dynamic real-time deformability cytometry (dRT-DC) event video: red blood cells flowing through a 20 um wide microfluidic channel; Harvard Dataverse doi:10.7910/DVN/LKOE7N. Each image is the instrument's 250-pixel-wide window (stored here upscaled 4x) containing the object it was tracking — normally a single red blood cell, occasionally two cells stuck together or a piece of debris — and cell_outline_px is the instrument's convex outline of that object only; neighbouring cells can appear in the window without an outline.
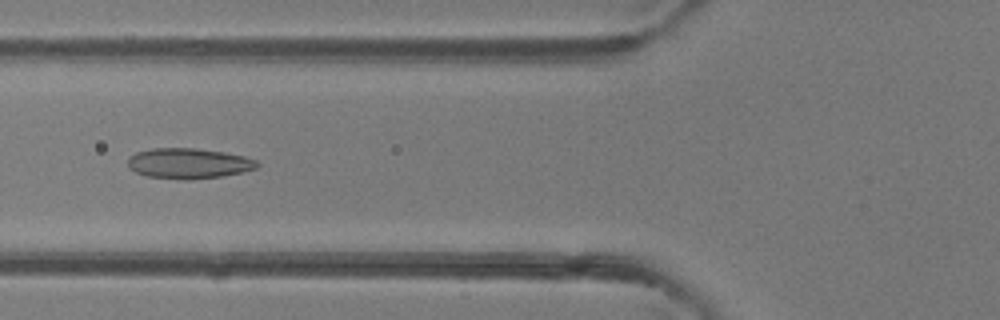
{"species": "common noctule bat (a hibernating species)", "species_latin": "Nyctalus noctula", "temperature_condition": "room temperature", "stored_images_in_passage": 45, "camera_frame_rate_fps": 3000, "um_per_image_px": 0.085, "animal": {"sex": "female"}, "frame": {"image": 1, "passage_image": 16, "time_ms": 5.0, "image_size_px": [1000, 320], "cell_outline_px": [[260, 164], [256, 168], [240, 172], [220, 176], [188, 180], [184, 180], [148, 176], [136, 172], [128, 168], [128, 156], [136, 152], [152, 148], [196, 148], [224, 152], [244, 156], [256, 160]], "centroid_in_image_um": [16.0, 13.88], "position_along_channel_um": 109.8, "area_um2": 22.89}}
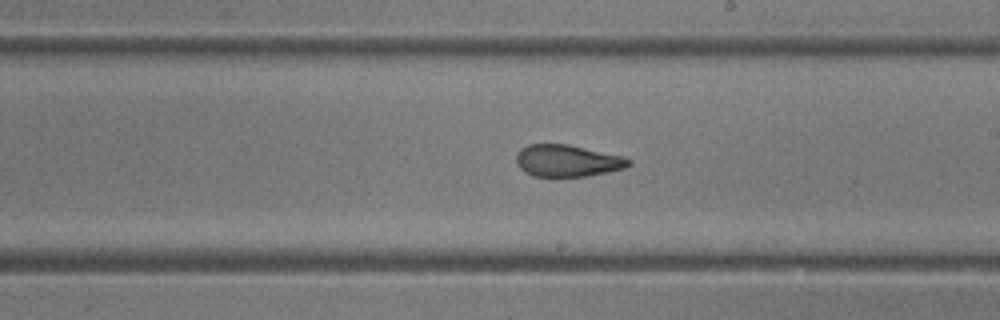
{"frame": {"image": 2, "passage_image": 25, "time_ms": 8.0, "image_size_px": [1000, 320], "cell_outline_px": [[632, 164], [624, 168], [608, 172], [588, 176], [532, 176], [524, 172], [520, 168], [516, 160], [516, 152], [520, 148], [528, 144], [568, 144], [620, 156], [632, 160]], "centroid_in_image_um": [48.19, 13.66], "position_along_channel_um": 240.8, "area_um2": 20.87}}
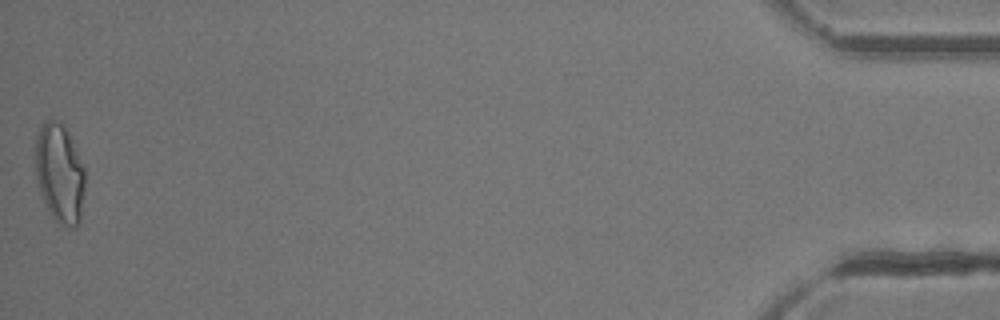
{"frame": {"image": 3, "passage_image": 45, "time_ms": 14.667, "image_size_px": [1000, 320], "cell_outline_px": [[84, 188], [80, 224], [76, 228], [68, 228], [56, 220], [52, 216], [40, 192], [36, 180], [36, 136], [40, 124], [48, 120], [60, 120], [64, 124], [68, 132], [84, 168]], "centroid_in_image_um": [5.07, 14.72], "position_along_channel_um": 430.1, "area_um2": 28.67}, "authors_computed_cell_mechanics": {"area_um2": 23.2356, "velocity_mm_per_s": 4.3594, "shape_relaxation_time_tau1_ms": null, "shape_relaxation_time_tau2_ms": 1.3881, "deformation_change_tau1": null, "deformation_change_tau2": 0.093}}